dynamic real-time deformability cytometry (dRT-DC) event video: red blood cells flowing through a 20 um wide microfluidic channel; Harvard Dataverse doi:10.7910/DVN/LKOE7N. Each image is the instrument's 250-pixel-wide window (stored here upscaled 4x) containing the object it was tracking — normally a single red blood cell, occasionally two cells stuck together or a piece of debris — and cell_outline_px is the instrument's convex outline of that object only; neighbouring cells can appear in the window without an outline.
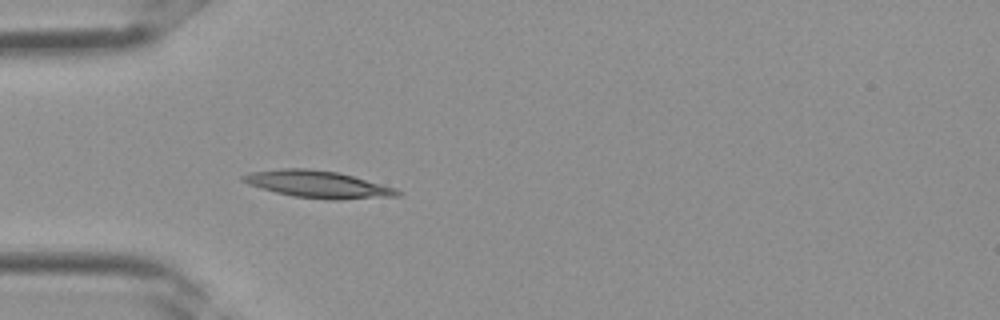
{"species": "Egyptian fruit bat (a non-hibernating species)", "species_latin": "Rousettus aegyptiacus", "temperature_condition": "room temperature", "stored_images_in_passage": 3, "camera_frame_rate_fps": 3000, "um_per_image_px": 0.085, "frame": {"image": 1, "passage_image": 3, "time_ms": 0.667, "image_size_px": [1000, 320], "cell_outline_px": [[404, 192], [400, 196], [336, 200], [332, 200], [292, 196], [276, 192], [248, 184], [240, 180], [240, 176], [252, 172], [280, 168], [308, 168], [340, 172], [396, 188]], "centroid_in_image_um": [27.06, 15.66], "position_along_channel_um": 57.9, "area_um2": 24.57}}